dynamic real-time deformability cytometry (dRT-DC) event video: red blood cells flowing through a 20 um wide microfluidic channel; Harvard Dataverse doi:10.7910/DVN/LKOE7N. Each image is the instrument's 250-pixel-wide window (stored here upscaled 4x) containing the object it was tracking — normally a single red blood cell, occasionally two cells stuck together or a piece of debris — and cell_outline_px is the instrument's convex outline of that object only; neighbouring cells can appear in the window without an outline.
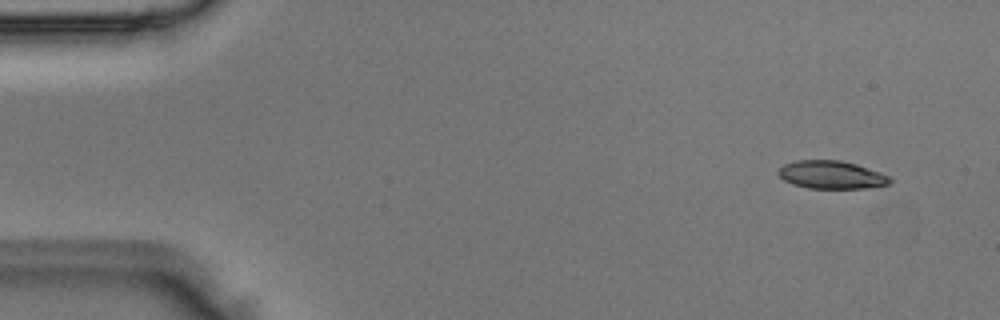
{"species": "Egyptian fruit bat (a non-hibernating species)", "species_latin": "Rousettus aegyptiacus", "temperature_condition": "room temperature", "stored_images_in_passage": 4, "camera_frame_rate_fps": 3000, "um_per_image_px": 0.085, "animal": {"sex": "male"}, "frame": {"image": 1, "passage_image": 1, "time_ms": 0.0, "image_size_px": [1000, 320], "cell_outline_px": [[892, 184], [868, 188], [808, 188], [792, 184], [784, 180], [776, 172], [784, 164], [796, 160], [840, 160], [856, 164], [892, 176]], "centroid_in_image_um": [70.71, 14.86], "position_along_channel_um": 14.3, "area_um2": 18.38}}
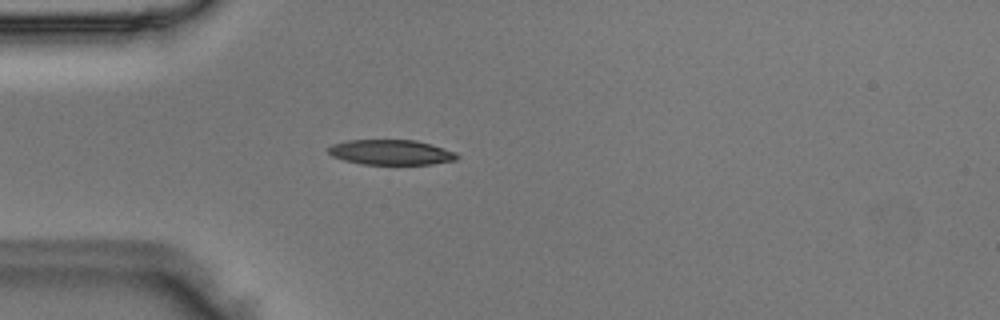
{"frame": {"image": 2, "passage_image": 4, "time_ms": 1.0, "image_size_px": [1000, 320], "cell_outline_px": [[460, 156], [456, 160], [432, 164], [360, 164], [344, 160], [332, 156], [328, 152], [328, 148], [332, 144], [348, 140], [416, 140], [444, 148], [456, 152]], "centroid_in_image_um": [33.24, 12.94], "position_along_channel_um": 51.8, "area_um2": 18.84}}